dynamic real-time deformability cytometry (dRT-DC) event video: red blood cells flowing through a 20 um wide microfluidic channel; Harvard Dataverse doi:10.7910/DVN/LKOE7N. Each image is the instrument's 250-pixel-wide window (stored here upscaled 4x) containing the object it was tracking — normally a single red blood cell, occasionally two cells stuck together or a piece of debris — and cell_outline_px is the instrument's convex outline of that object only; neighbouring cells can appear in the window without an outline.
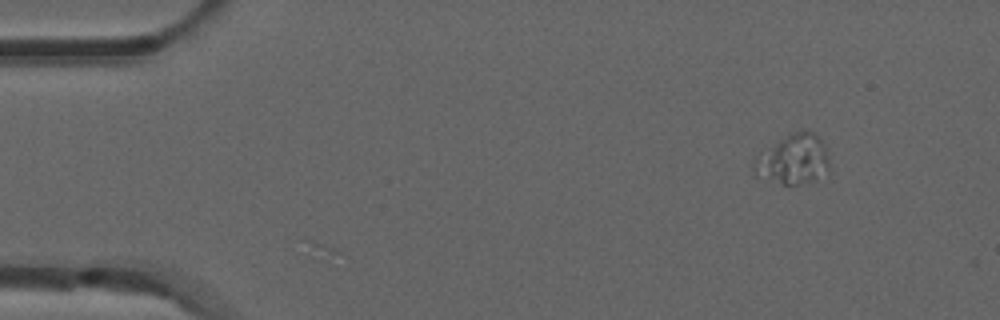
{"species": "common noctule bat (a hibernating species)", "species_latin": "Nyctalus noctula", "temperature_condition": "room temperature", "stored_images_in_passage": 46, "camera_frame_rate_fps": 3000, "um_per_image_px": 0.085, "animal": {"sex": "male", "forearm_length_mm": 52.5}, "frame": {"image": 1, "passage_image": 1, "time_ms": 0.0, "image_size_px": [1000, 320], "cell_outline_px": [[828, 168], [816, 180], [796, 184], [784, 184], [756, 176], [756, 156], [788, 136], [804, 128], [808, 128], [824, 144], [828, 156]], "centroid_in_image_um": [67.47, 13.55], "position_along_channel_um": 17.5, "area_um2": 20.98}}
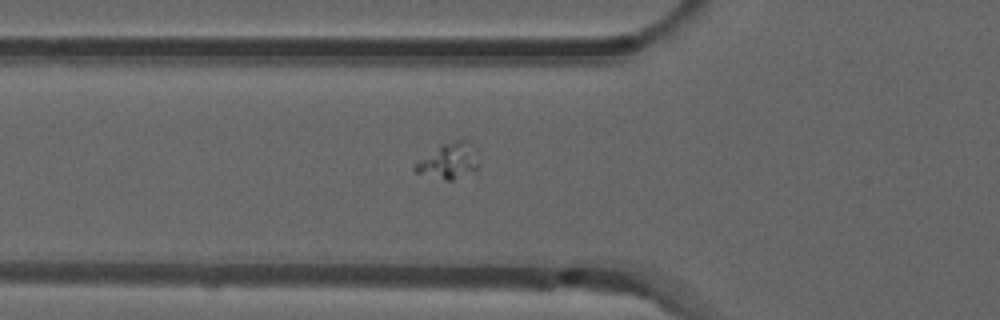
{"frame": {"image": 2, "passage_image": 14, "time_ms": 4.333, "image_size_px": [1000, 320], "cell_outline_px": [[480, 168], [476, 172], [452, 180], [444, 180], [416, 172], [412, 168], [416, 164], [440, 144], [456, 140], [468, 140], [480, 164]], "centroid_in_image_um": [38.2, 13.7], "position_along_channel_um": 87.6, "area_um2": 13.12}}
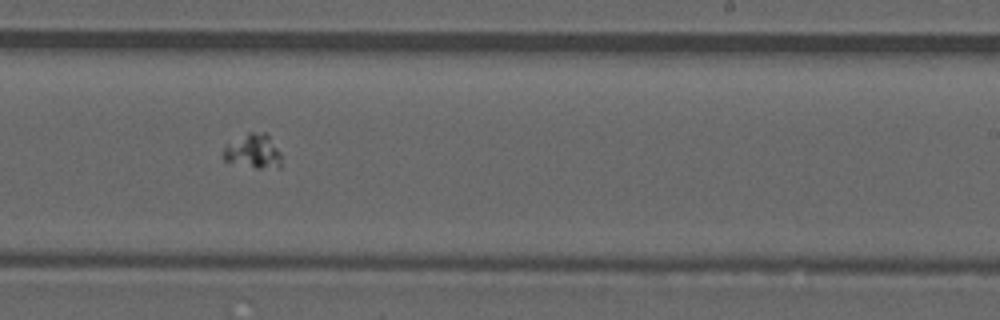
{"frame": {"image": 3, "passage_image": 28, "time_ms": 9.0, "image_size_px": [1000, 320], "cell_outline_px": [[280, 168], [256, 168], [224, 160], [220, 156], [224, 148], [228, 144], [248, 132], [268, 132], [280, 152]], "centroid_in_image_um": [21.53, 12.84], "position_along_channel_um": 267.5, "area_um2": 11.68}}